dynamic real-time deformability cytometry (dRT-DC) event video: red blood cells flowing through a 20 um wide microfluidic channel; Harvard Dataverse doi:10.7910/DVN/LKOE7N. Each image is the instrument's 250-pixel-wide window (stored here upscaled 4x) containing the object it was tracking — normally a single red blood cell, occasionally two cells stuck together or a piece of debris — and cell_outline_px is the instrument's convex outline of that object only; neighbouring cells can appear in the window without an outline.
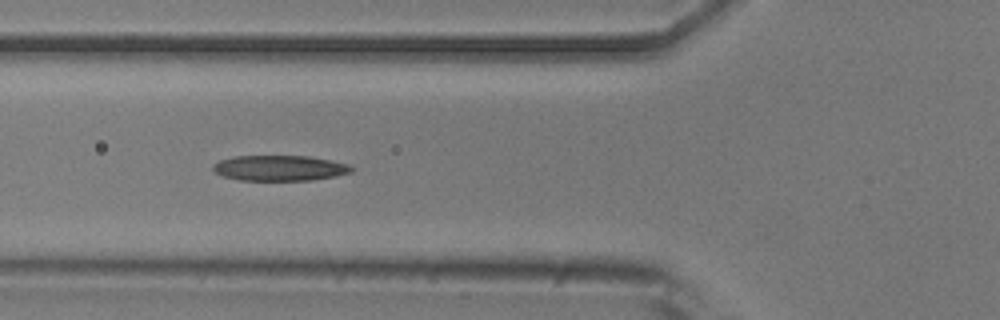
{"species": "common noctule bat (a hibernating species)", "species_latin": "Nyctalus noctula", "temperature_condition": "room temperature", "stored_images_in_passage": 9, "camera_frame_rate_fps": 3000, "um_per_image_px": 0.085, "animal": {"sex": "male", "body_mass_g": 20.5, "forearm_length_mm": 52.5}, "frame": {"image": 1, "passage_image": 6, "time_ms": 5.667, "image_size_px": [1000, 320], "cell_outline_px": [[356, 168], [352, 172], [336, 176], [312, 180], [240, 180], [224, 176], [216, 172], [212, 168], [212, 164], [220, 160], [236, 156], [308, 156], [348, 164]], "centroid_in_image_um": [23.79, 14.28], "position_along_channel_um": 102.0, "area_um2": 20.46}}
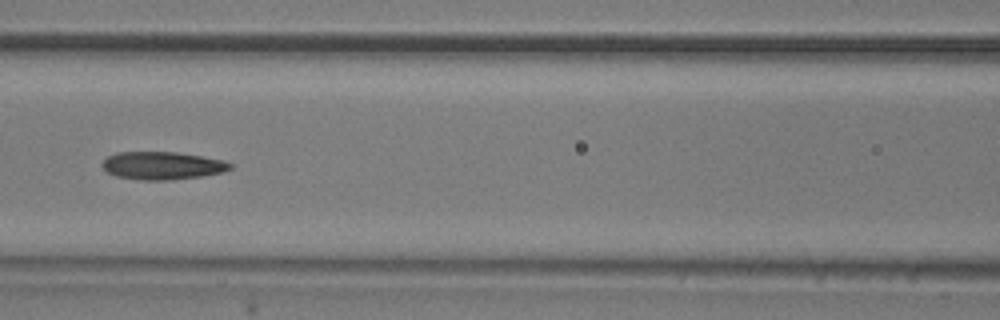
{"frame": {"image": 2, "passage_image": 7, "time_ms": 7.0, "image_size_px": [1000, 320], "cell_outline_px": [[232, 168], [224, 172], [200, 176], [168, 180], [140, 180], [116, 176], [108, 172], [100, 164], [108, 156], [116, 152], [176, 152], [200, 156], [220, 160], [232, 164]], "centroid_in_image_um": [13.76, 14.08], "position_along_channel_um": 152.8, "area_um2": 20.58}}
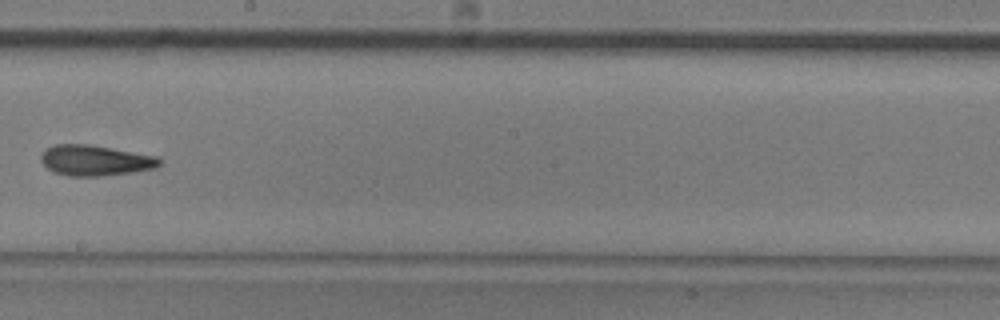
{"frame": {"image": 3, "passage_image": 9, "time_ms": 9.333, "image_size_px": [1000, 320], "cell_outline_px": [[160, 164], [156, 168], [136, 172], [104, 176], [68, 176], [52, 172], [40, 160], [40, 152], [44, 148], [56, 144], [88, 144], [156, 156], [160, 160]], "centroid_in_image_um": [8.04, 13.64], "position_along_channel_um": 240.2, "area_um2": 21.33}}